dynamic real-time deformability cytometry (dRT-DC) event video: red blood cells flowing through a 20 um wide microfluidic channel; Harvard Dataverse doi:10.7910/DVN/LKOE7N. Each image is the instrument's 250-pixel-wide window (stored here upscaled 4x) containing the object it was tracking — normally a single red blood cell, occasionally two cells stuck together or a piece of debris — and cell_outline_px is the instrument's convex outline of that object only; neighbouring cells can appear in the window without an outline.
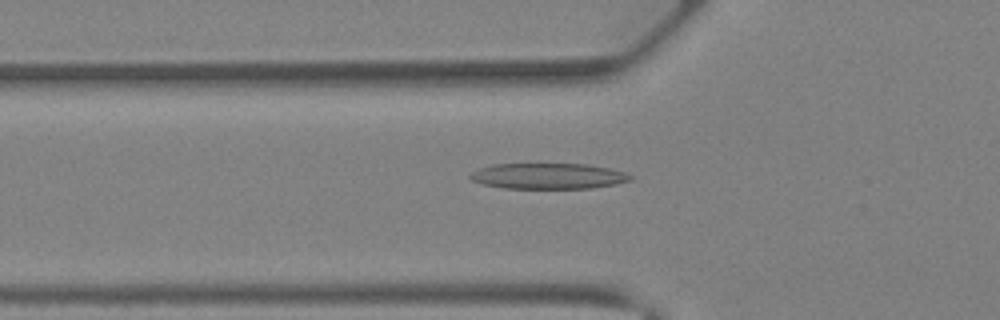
{"species": "Egyptian fruit bat (a non-hibernating species)", "species_latin": "Rousettus aegyptiacus", "temperature_condition": "warm", "stored_images_in_passage": 40, "camera_frame_rate_fps": 3000, "um_per_image_px": 0.085, "animal": {"sex": "female"}, "frame": {"image": 1, "passage_image": 14, "time_ms": 4.333, "image_size_px": [1000, 320], "cell_outline_px": [[632, 180], [616, 184], [592, 188], [504, 188], [484, 184], [472, 180], [468, 176], [472, 172], [480, 168], [492, 164], [588, 164], [608, 168], [624, 172], [632, 176]], "centroid_in_image_um": [46.61, 14.96], "position_along_channel_um": 79.2, "area_um2": 23.93}}
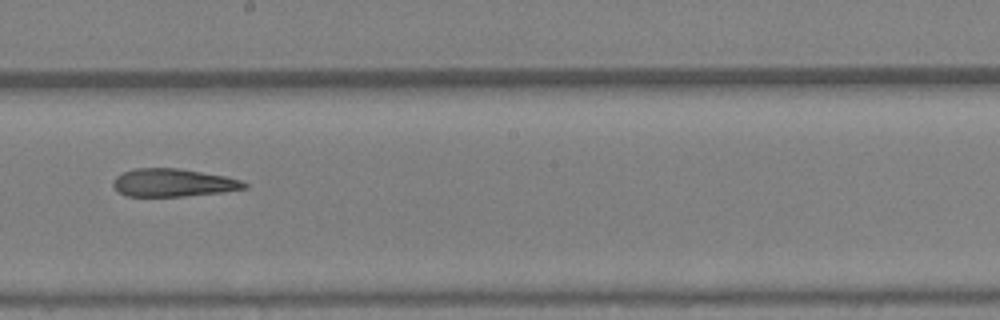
{"frame": {"image": 2, "passage_image": 23, "time_ms": 7.333, "image_size_px": [1000, 320], "cell_outline_px": [[248, 188], [224, 192], [184, 196], [128, 196], [120, 192], [112, 184], [112, 180], [116, 176], [124, 172], [136, 168], [176, 168], [224, 176], [240, 180], [248, 184]], "centroid_in_image_um": [14.72, 15.53], "position_along_channel_um": 233.5, "area_um2": 21.15}}
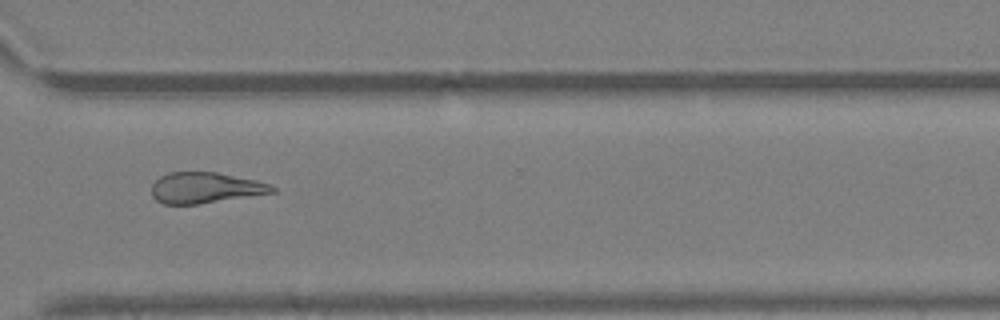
{"frame": {"image": 3, "passage_image": 30, "time_ms": 9.667, "image_size_px": [1000, 320], "cell_outline_px": [[276, 192], [200, 204], [164, 204], [156, 200], [152, 196], [152, 184], [160, 176], [168, 172], [216, 172], [256, 180], [268, 184], [276, 188]], "centroid_in_image_um": [17.43, 15.96], "position_along_channel_um": 353.2, "area_um2": 21.68}}